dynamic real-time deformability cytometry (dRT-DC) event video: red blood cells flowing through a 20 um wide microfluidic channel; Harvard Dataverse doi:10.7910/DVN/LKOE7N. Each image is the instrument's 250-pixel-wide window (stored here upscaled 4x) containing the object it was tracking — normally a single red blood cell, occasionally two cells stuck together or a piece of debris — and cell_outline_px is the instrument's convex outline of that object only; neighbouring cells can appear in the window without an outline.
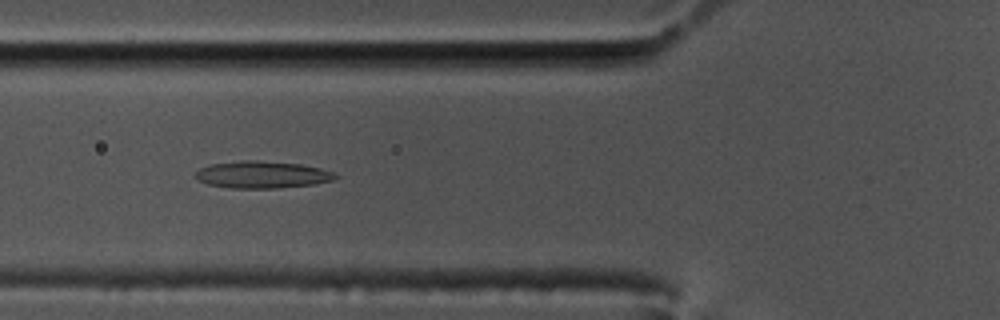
{"species": "common noctule bat (a hibernating species)", "species_latin": "Nyctalus noctula", "temperature_condition": "cold", "stored_images_in_passage": 58, "camera_frame_rate_fps": 3000, "um_per_image_px": 0.085, "animal": {"sex": "male", "body_mass_g": 17.5, "forearm_length_mm": 52.3}, "frame": {"image": 1, "passage_image": 21, "time_ms": 6.667, "image_size_px": [1000, 320], "cell_outline_px": [[340, 176], [332, 180], [316, 184], [276, 188], [232, 188], [208, 184], [200, 180], [196, 176], [196, 172], [200, 168], [212, 164], [244, 160], [256, 160], [300, 164], [320, 168], [332, 172]], "centroid_in_image_um": [22.32, 14.85], "position_along_channel_um": 103.5, "area_um2": 21.85}}
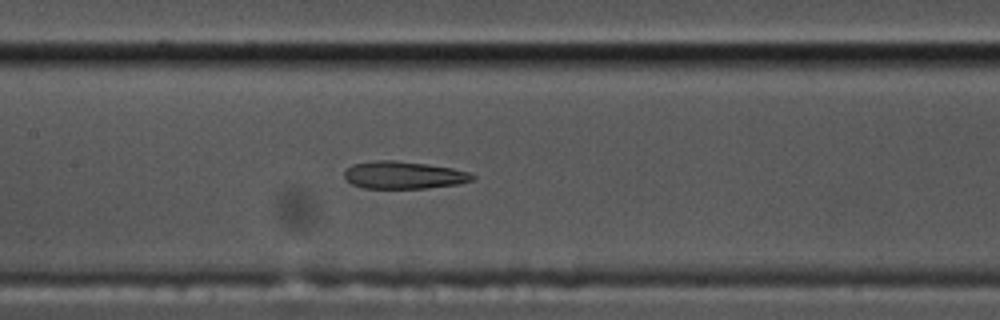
{"frame": {"image": 2, "passage_image": 27, "time_ms": 8.667, "image_size_px": [1000, 320], "cell_outline_px": [[476, 180], [456, 184], [424, 188], [364, 188], [352, 184], [344, 176], [344, 172], [352, 164], [376, 160], [396, 160], [452, 168], [468, 172], [476, 176]], "centroid_in_image_um": [34.32, 14.88], "position_along_channel_um": 173.1, "area_um2": 20.35}}
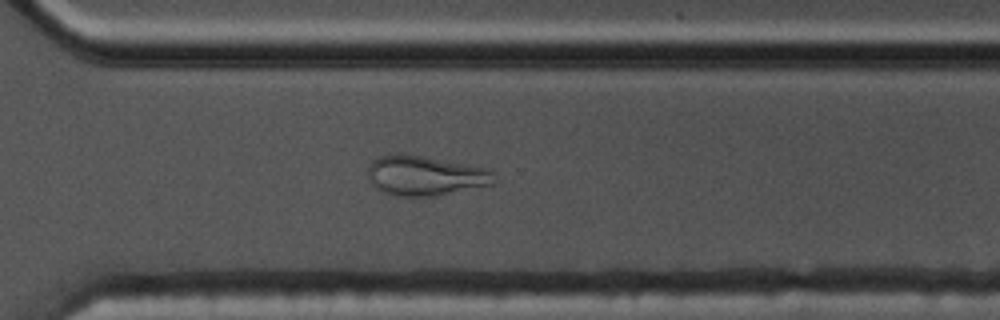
{"frame": {"image": 3, "passage_image": 41, "time_ms": 13.333, "image_size_px": [1000, 320], "cell_outline_px": [[496, 184], [436, 196], [396, 196], [384, 192], [376, 188], [368, 180], [368, 168], [372, 160], [380, 156], [424, 156], [488, 168], [492, 172], [496, 180]], "centroid_in_image_um": [36.19, 14.96], "position_along_channel_um": 334.4, "area_um2": 29.07}, "authors_computed_cell_mechanics": {"area_um2": 21.675, "velocity_mm_per_s": 3.4695, "shape_relaxation_time_tau1_ms": null, "shape_relaxation_time_tau2_ms": 2.0987, "deformation_change_tau1": null, "deformation_change_tau2": 0.0947}}